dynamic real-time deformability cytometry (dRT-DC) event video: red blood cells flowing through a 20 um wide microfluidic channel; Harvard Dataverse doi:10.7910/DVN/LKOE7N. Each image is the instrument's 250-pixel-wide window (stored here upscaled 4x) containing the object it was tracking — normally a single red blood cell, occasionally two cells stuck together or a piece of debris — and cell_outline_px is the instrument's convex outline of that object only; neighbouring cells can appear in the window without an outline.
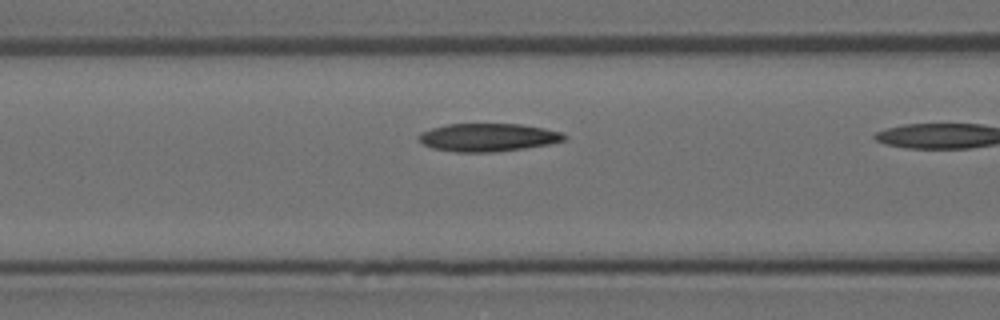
{"species": "Egyptian fruit bat (a non-hibernating species)", "species_latin": "Rousettus aegyptiacus", "temperature_condition": "room temperature", "stored_images_in_passage": 11, "camera_frame_rate_fps": 3000, "um_per_image_px": 0.085, "animal": {"sex": "female"}, "frame": {"image": 1, "passage_image": 10, "time_ms": 3.0, "image_size_px": [1000, 320], "cell_outline_px": [[568, 136], [564, 140], [548, 144], [524, 148], [496, 152], [456, 152], [432, 148], [424, 144], [416, 136], [420, 132], [432, 128], [448, 124], [520, 124], [544, 128], [560, 132]], "centroid_in_image_um": [41.46, 11.68], "position_along_channel_um": 125.1, "area_um2": 23.7}}